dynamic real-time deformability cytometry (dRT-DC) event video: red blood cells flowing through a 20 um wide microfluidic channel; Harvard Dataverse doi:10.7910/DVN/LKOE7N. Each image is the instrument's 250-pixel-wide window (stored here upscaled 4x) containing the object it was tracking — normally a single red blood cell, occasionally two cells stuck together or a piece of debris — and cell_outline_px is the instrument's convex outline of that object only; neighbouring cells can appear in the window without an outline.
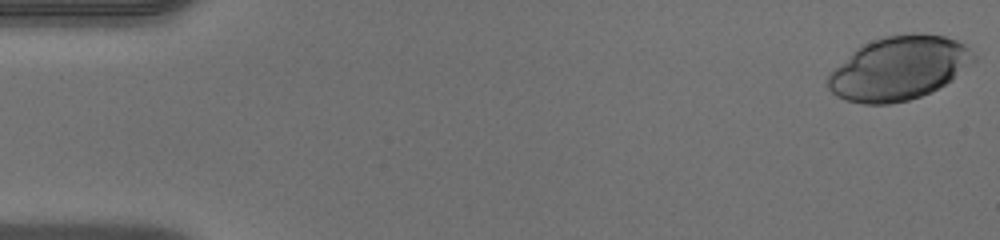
{"species": "human", "species_latin": "Homo sapiens", "temperature_condition": "warm", "stored_images_in_passage": 11, "camera_frame_rate_fps": 3000, "um_per_image_px": 0.085, "donor": {"sex": "male"}, "frame": {"image": 1, "passage_image": 1, "time_ms": 0.0, "image_size_px": [1000, 240], "cell_outline_px": [[976, 60], [952, 80], [920, 96], [908, 100], [888, 104], [864, 104], [844, 100], [836, 96], [828, 88], [828, 72], [860, 44], [884, 36], [912, 32], [920, 32], [944, 36], [956, 40], [964, 44], [976, 56]], "centroid_in_image_um": [76.37, 5.78], "position_along_channel_um": 8.6, "area_um2": 54.45}}